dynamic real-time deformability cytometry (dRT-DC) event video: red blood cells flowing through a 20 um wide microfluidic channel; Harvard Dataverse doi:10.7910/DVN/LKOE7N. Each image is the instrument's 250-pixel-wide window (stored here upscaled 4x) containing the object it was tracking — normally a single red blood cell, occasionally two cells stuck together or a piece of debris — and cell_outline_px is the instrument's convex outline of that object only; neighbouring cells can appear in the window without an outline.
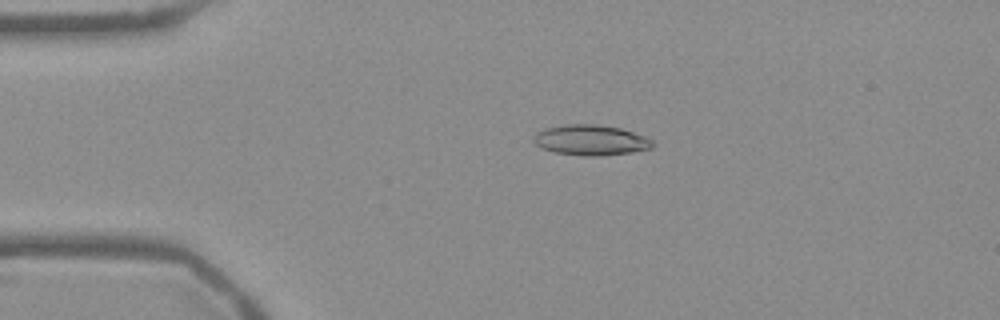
{"species": "Egyptian fruit bat (a non-hibernating species)", "species_latin": "Rousettus aegyptiacus", "temperature_condition": "warm", "stored_images_in_passage": 54, "camera_frame_rate_fps": 3000, "um_per_image_px": 0.085, "frame": {"image": 1, "passage_image": 12, "time_ms": 3.667, "image_size_px": [1000, 320], "cell_outline_px": [[656, 144], [652, 148], [632, 152], [600, 156], [584, 156], [556, 152], [540, 148], [532, 140], [532, 136], [536, 132], [544, 128], [564, 124], [596, 124], [620, 128], [644, 136], [652, 140]], "centroid_in_image_um": [50.19, 11.9], "position_along_channel_um": 34.8, "area_um2": 21.27}}
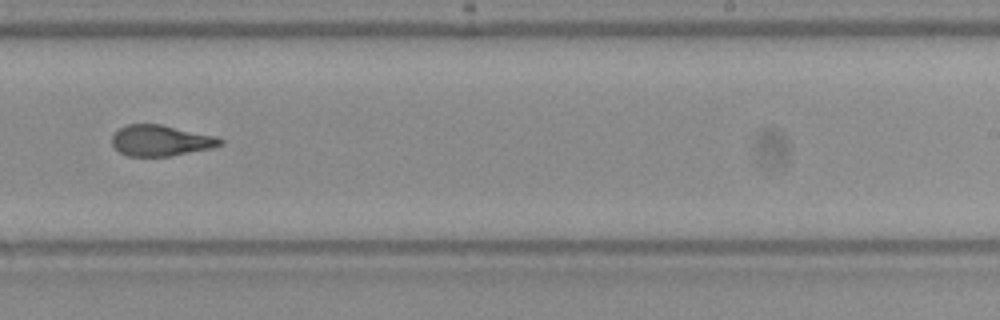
{"frame": {"image": 2, "passage_image": 34, "time_ms": 11.0, "image_size_px": [1000, 320], "cell_outline_px": [[224, 144], [212, 148], [168, 156], [128, 156], [120, 152], [112, 144], [112, 136], [120, 128], [128, 124], [160, 124], [216, 136], [224, 140]], "centroid_in_image_um": [13.69, 11.94], "position_along_channel_um": 275.3, "area_um2": 19.36}}
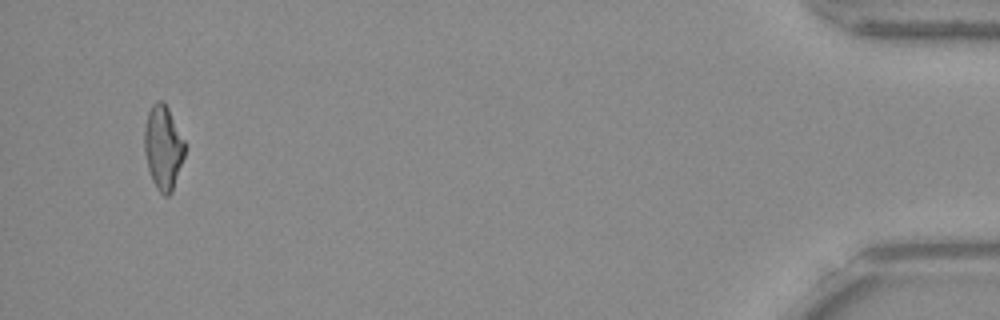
{"frame": {"image": 3, "passage_image": 52, "time_ms": 17.0, "image_size_px": [1000, 320], "cell_outline_px": [[184, 156], [172, 192], [168, 196], [164, 196], [156, 188], [152, 180], [148, 168], [144, 152], [144, 124], [148, 112], [152, 104], [156, 100], [164, 100], [184, 140]], "centroid_in_image_um": [13.84, 12.52], "position_along_channel_um": 421.4, "area_um2": 19.83}, "authors_computed_cell_mechanics": {"area_um2": 20.2011, "velocity_mm_per_s": 3.7934, "shape_relaxation_time_tau1_ms": null, "shape_relaxation_time_tau2_ms": 1.8628, "deformation_change_tau1": null, "deformation_change_tau2": 0.0992}}